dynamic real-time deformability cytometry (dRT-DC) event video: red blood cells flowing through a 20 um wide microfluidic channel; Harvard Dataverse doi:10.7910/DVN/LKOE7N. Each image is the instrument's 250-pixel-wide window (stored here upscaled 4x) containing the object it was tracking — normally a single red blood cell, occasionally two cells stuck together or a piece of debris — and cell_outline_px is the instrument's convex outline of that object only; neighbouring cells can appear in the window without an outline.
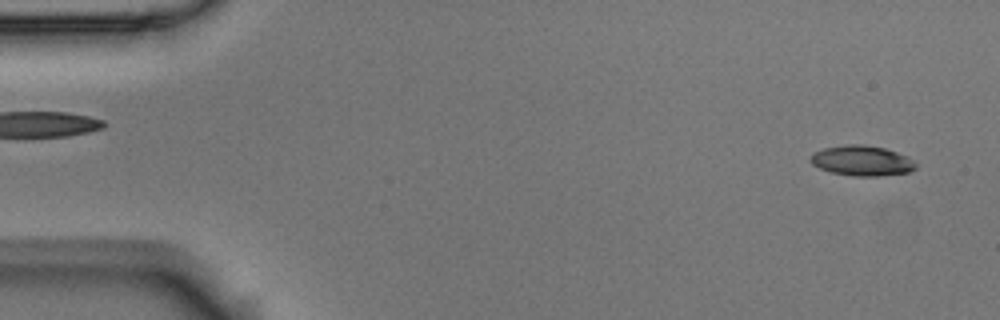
{"species": "Egyptian fruit bat (a non-hibernating species)", "species_latin": "Rousettus aegyptiacus", "temperature_condition": "room temperature", "stored_images_in_passage": 56, "camera_frame_rate_fps": 3000, "um_per_image_px": 0.085, "animal": {"sex": "male"}, "frame": {"image": 1, "passage_image": 2, "time_ms": 0.333, "image_size_px": [1000, 320], "cell_outline_px": [[916, 168], [908, 172], [880, 176], [852, 176], [832, 172], [820, 168], [812, 164], [808, 160], [812, 152], [824, 148], [848, 144], [864, 144], [884, 148], [908, 156], [916, 164]], "centroid_in_image_um": [73.23, 13.65], "position_along_channel_um": 11.8, "area_um2": 18.61}}
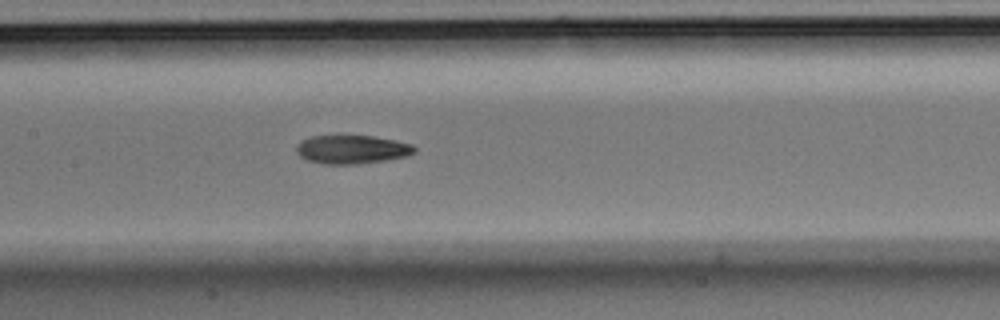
{"frame": {"image": 2, "passage_image": 26, "time_ms": 8.333, "image_size_px": [1000, 320], "cell_outline_px": [[416, 152], [408, 156], [384, 160], [356, 164], [324, 164], [308, 160], [300, 156], [296, 152], [296, 144], [300, 140], [312, 136], [376, 136], [396, 140], [412, 144], [416, 148]], "centroid_in_image_um": [29.92, 12.69], "position_along_channel_um": 177.5, "area_um2": 19.77}}
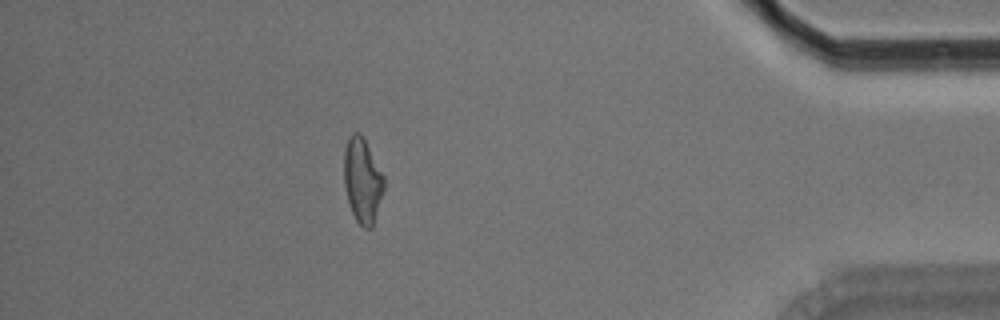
{"frame": {"image": 3, "passage_image": 49, "time_ms": 16.0, "image_size_px": [1000, 320], "cell_outline_px": [[384, 188], [372, 228], [364, 228], [356, 220], [352, 212], [348, 200], [344, 184], [344, 148], [348, 136], [352, 132], [360, 132], [384, 176]], "centroid_in_image_um": [30.79, 15.31], "position_along_channel_um": 404.4, "area_um2": 19.59}, "authors_computed_cell_mechanics": {"area_um2": 19.6809, "velocity_mm_per_s": 3.5523, "shape_relaxation_time_tau1_ms": 3.9192, "shape_relaxation_time_tau2_ms": 2.9313, "deformation_change_tau1": 0.1616, "deformation_change_tau2": 0.1042}}